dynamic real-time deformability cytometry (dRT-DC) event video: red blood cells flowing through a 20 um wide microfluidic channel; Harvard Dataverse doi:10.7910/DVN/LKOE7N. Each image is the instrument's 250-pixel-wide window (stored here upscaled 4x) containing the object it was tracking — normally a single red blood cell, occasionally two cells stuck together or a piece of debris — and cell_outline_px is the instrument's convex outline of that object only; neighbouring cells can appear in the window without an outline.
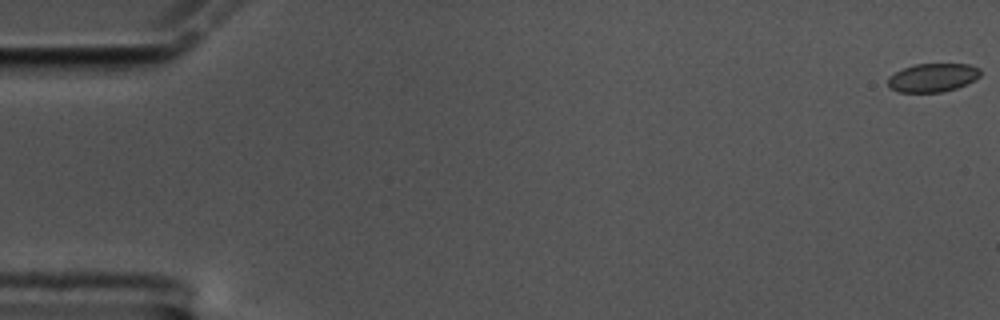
{"species": "common noctule bat (a hibernating species)", "species_latin": "Nyctalus noctula", "temperature_condition": "cold", "stored_images_in_passage": 60, "camera_frame_rate_fps": 3000, "um_per_image_px": 0.085, "animal": {"sex": "male", "body_mass_g": 17.5, "forearm_length_mm": 52.3}, "frame": {"image": 1, "passage_image": 1, "time_ms": 0.0, "image_size_px": [1000, 320], "cell_outline_px": [[980, 76], [956, 88], [940, 92], [896, 92], [888, 88], [888, 76], [904, 68], [916, 64], [968, 64], [980, 68]], "centroid_in_image_um": [79.23, 6.6], "position_along_channel_um": 5.8, "area_um2": 15.26}}
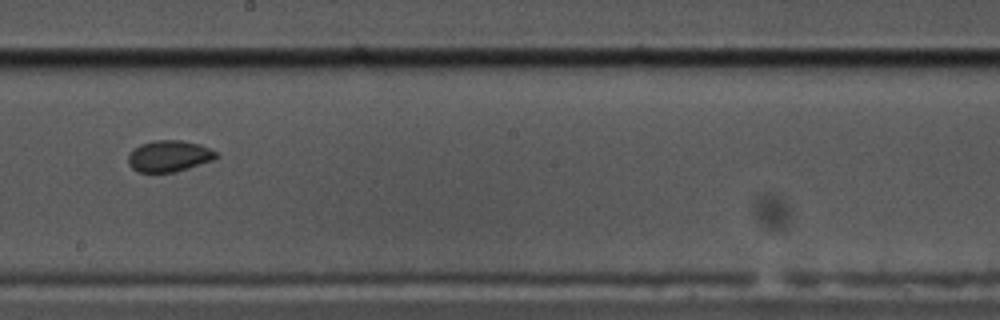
{"frame": {"image": 2, "passage_image": 34, "time_ms": 11.0, "image_size_px": [1000, 320], "cell_outline_px": [[220, 156], [212, 160], [176, 172], [140, 172], [132, 168], [128, 164], [128, 156], [132, 148], [140, 144], [152, 140], [180, 140], [200, 144], [216, 152]], "centroid_in_image_um": [14.34, 13.26], "position_along_channel_um": 233.9, "area_um2": 16.13}}
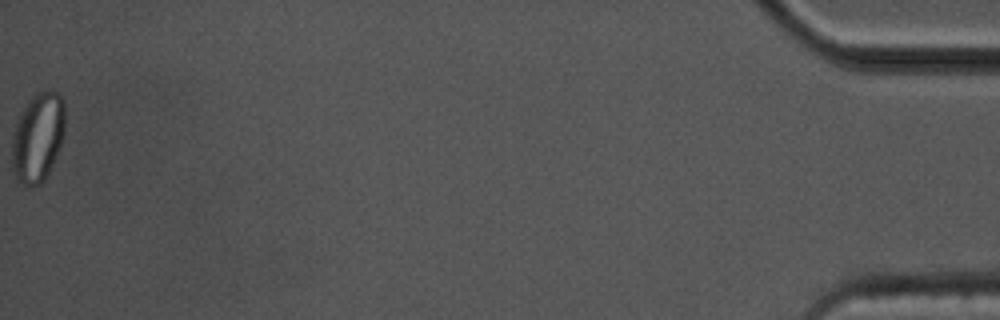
{"frame": {"image": 3, "passage_image": 60, "time_ms": 19.667, "image_size_px": [1000, 320], "cell_outline_px": [[64, 136], [52, 164], [44, 180], [40, 184], [24, 184], [16, 180], [12, 168], [12, 136], [16, 124], [28, 100], [32, 96], [48, 88], [60, 92], [64, 100]], "centroid_in_image_um": [3.23, 11.62], "position_along_channel_um": 432.0, "area_um2": 27.51}, "authors_computed_cell_mechanics": {"area_um2": 16.0973, "velocity_mm_per_s": 3.4372, "shape_relaxation_time_tau1_ms": 8.6538, "shape_relaxation_time_tau2_ms": 1.6218, "deformation_change_tau1": 0.0999, "deformation_change_tau2": 0.0417}}